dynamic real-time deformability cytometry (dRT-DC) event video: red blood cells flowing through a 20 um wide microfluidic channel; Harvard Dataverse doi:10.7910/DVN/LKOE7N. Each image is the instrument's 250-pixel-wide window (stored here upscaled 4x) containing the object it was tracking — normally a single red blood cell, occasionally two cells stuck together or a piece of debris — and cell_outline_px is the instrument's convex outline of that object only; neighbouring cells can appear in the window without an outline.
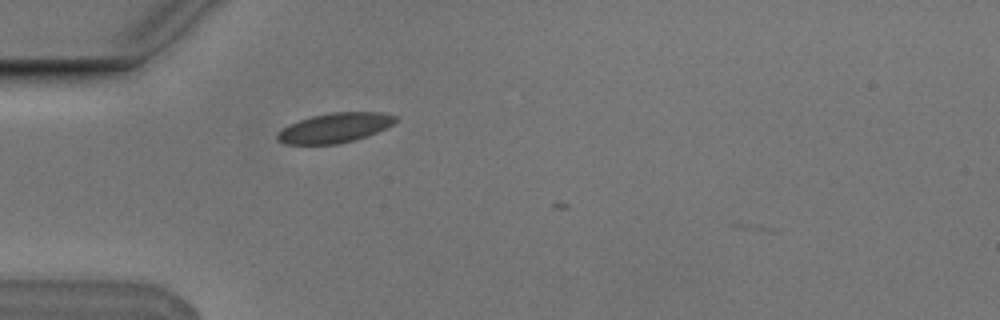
{"species": "Egyptian fruit bat (a non-hibernating species)", "species_latin": "Rousettus aegyptiacus", "temperature_condition": "cold", "stored_images_in_passage": 7, "camera_frame_rate_fps": 3000, "um_per_image_px": 0.085, "animal": {"sex": "male"}, "frame": {"image": 1, "passage_image": 2, "time_ms": 0.333, "image_size_px": [1000, 320], "cell_outline_px": [[396, 120], [392, 124], [368, 136], [336, 144], [284, 144], [276, 140], [276, 136], [288, 124], [312, 116], [332, 112], [380, 112], [396, 116]], "centroid_in_image_um": [28.43, 10.86], "position_along_channel_um": 56.6, "area_um2": 20.17}}